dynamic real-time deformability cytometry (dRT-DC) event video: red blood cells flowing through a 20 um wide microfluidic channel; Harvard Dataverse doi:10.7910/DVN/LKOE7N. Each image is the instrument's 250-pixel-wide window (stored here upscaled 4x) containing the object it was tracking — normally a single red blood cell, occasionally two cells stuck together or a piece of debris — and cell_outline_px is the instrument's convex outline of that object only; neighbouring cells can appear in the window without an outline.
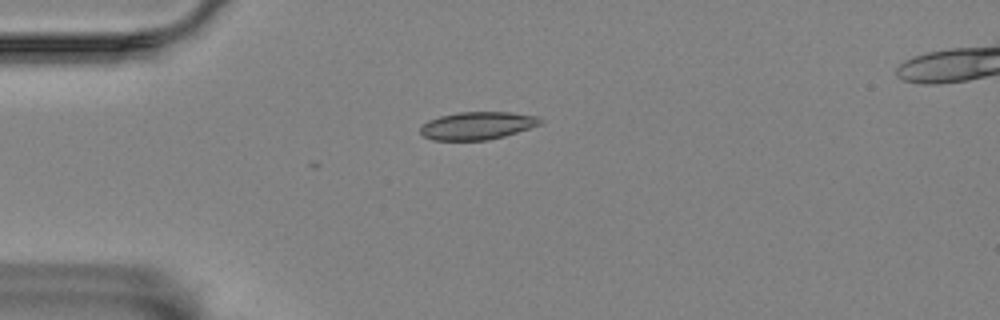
{"species": "Egyptian fruit bat (a non-hibernating species)", "species_latin": "Rousettus aegyptiacus", "temperature_condition": "room temperature", "stored_images_in_passage": 35, "camera_frame_rate_fps": 3000, "um_per_image_px": 0.085, "animal": {"sex": "female"}, "frame": {"image": 1, "passage_image": 1, "time_ms": 0.0, "image_size_px": [1000, 320], "cell_outline_px": [[544, 120], [540, 124], [504, 136], [488, 140], [432, 140], [424, 136], [420, 132], [420, 128], [428, 120], [440, 116], [456, 112], [512, 112], [536, 116]], "centroid_in_image_um": [40.56, 10.67], "position_along_channel_um": 44.4, "area_um2": 19.31}}
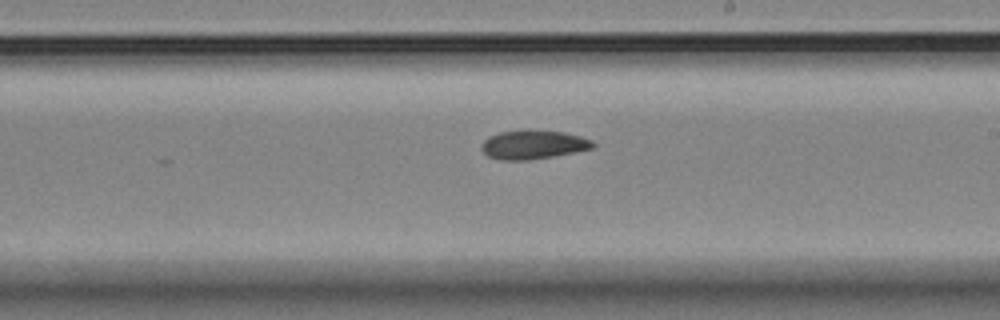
{"frame": {"image": 2, "passage_image": 20, "time_ms": 6.333, "image_size_px": [1000, 320], "cell_outline_px": [[596, 144], [592, 148], [552, 156], [528, 160], [500, 160], [488, 156], [480, 148], [480, 144], [488, 136], [500, 132], [524, 128], [564, 132], [580, 136], [592, 140]], "centroid_in_image_um": [45.27, 12.26], "position_along_channel_um": 243.7, "area_um2": 19.02}}
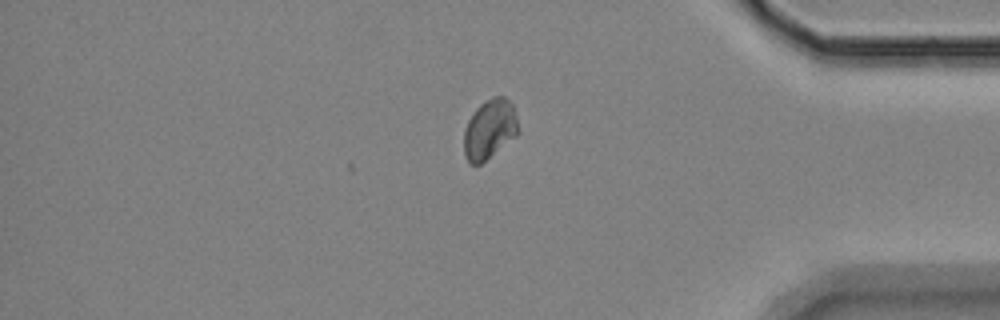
{"frame": {"image": 3, "passage_image": 35, "time_ms": 11.333, "image_size_px": [1000, 320], "cell_outline_px": [[520, 132], [516, 136], [480, 164], [472, 164], [464, 156], [464, 128], [468, 120], [476, 108], [480, 104], [492, 96], [504, 96], [512, 104], [516, 116]], "centroid_in_image_um": [41.62, 10.97], "position_along_channel_um": 393.6, "area_um2": 18.84}, "authors_computed_cell_mechanics": {"area_um2": 18.6694, "velocity_mm_per_s": 3.4597, "shape_relaxation_time_tau1_ms": null, "shape_relaxation_time_tau2_ms": 3.0069, "deformation_change_tau1": null, "deformation_change_tau2": 0.0406}}